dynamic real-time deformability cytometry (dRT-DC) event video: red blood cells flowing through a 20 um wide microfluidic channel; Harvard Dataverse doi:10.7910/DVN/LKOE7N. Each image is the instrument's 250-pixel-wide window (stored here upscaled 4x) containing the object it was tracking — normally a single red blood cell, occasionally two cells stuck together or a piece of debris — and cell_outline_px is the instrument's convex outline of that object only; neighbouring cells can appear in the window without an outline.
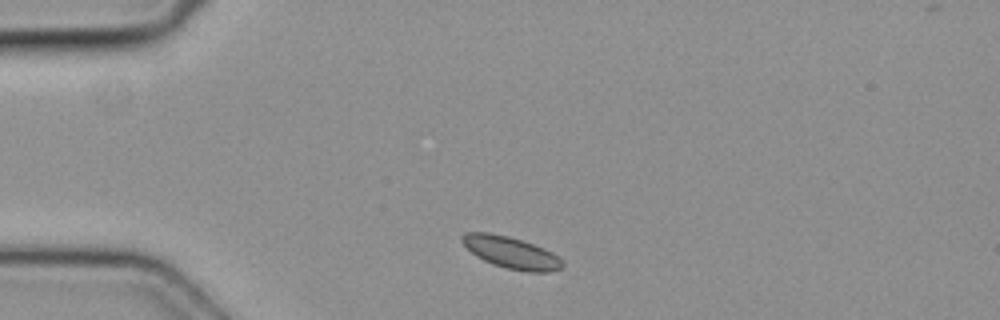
{"species": "common noctule bat (a hibernating species)", "species_latin": "Nyctalus noctula", "temperature_condition": "cold", "stored_images_in_passage": 2, "camera_frame_rate_fps": 3000, "um_per_image_px": 0.085, "animal": {"sex": "female", "body_mass_g": 19.3, "forearm_length_mm": 54.1}, "frame": {"image": 1, "passage_image": 1, "time_ms": 0.0, "image_size_px": [1000, 320], "cell_outline_px": [[564, 264], [560, 268], [548, 272], [528, 272], [504, 268], [492, 264], [476, 256], [460, 240], [460, 236], [464, 232], [488, 232], [508, 236], [544, 248], [560, 256], [564, 260]], "centroid_in_image_um": [43.45, 21.47], "position_along_channel_um": 41.5, "area_um2": 18.67}}